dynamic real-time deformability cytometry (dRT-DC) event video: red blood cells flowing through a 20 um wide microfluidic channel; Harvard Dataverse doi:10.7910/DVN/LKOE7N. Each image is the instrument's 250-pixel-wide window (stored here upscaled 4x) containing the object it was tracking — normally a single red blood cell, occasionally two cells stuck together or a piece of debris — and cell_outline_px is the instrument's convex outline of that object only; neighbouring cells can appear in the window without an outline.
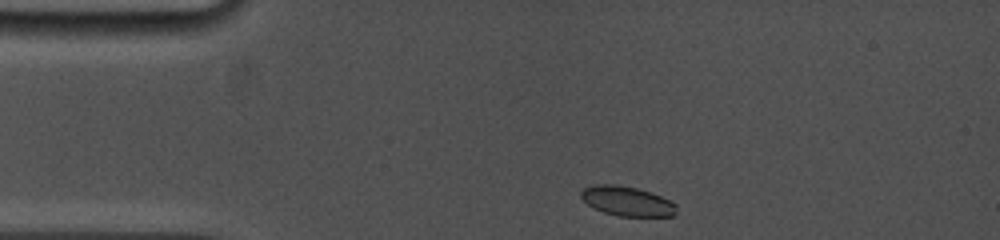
{"species": "common noctule bat (a hibernating species)", "species_latin": "Nyctalus noctula", "temperature_condition": "cold", "stored_images_in_passage": 56, "camera_frame_rate_fps": 5000, "um_per_image_px": 0.085, "animal": {"sex": "female", "body_mass_g": 19.0, "forearm_length_mm": 53.3}, "frame": {"image": 1, "passage_image": 1, "time_ms": 0.0, "image_size_px": [1000, 240], "cell_outline_px": [[676, 216], [620, 216], [604, 212], [588, 204], [580, 196], [580, 192], [584, 188], [592, 184], [616, 184], [636, 188], [660, 196], [676, 204]], "centroid_in_image_um": [53.29, 17.09], "position_along_channel_um": 31.7, "area_um2": 16.3}}
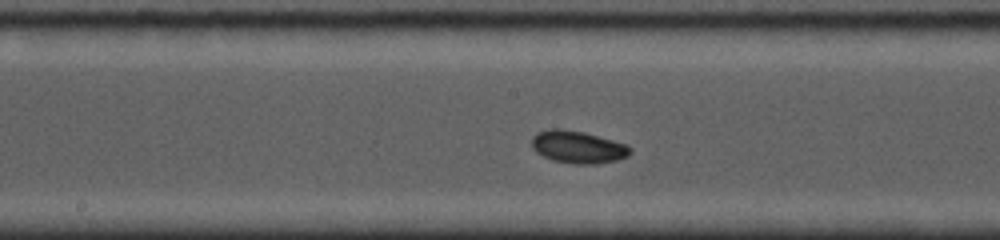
{"frame": {"image": 2, "passage_image": 33, "time_ms": 5.4, "image_size_px": [1000, 240], "cell_outline_px": [[632, 152], [628, 156], [616, 160], [596, 164], [576, 164], [552, 160], [536, 152], [532, 148], [532, 136], [536, 132], [548, 128], [560, 128], [584, 132], [628, 144], [632, 148]], "centroid_in_image_um": [49.12, 12.48], "position_along_channel_um": 199.1, "area_um2": 18.84}}
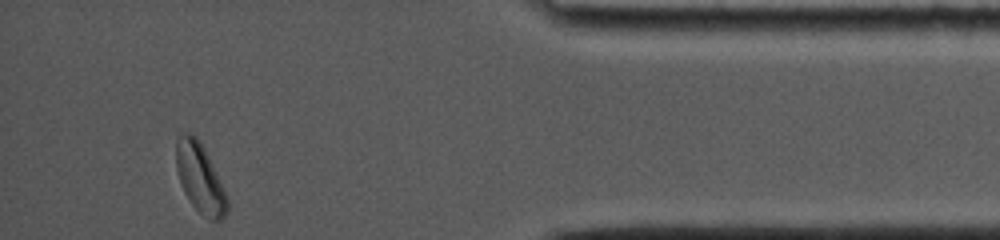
{"frame": {"image": 3, "passage_image": 56, "time_ms": 11.8, "image_size_px": [1000, 240], "cell_outline_px": [[228, 212], [220, 220], [208, 220], [192, 204], [184, 192], [180, 184], [176, 168], [176, 140], [184, 132], [188, 132], [196, 136], [200, 140], [228, 196]], "centroid_in_image_um": [17.0, 15.14], "position_along_channel_um": 418.2, "area_um2": 20.63}, "authors_computed_cell_mechanics": {"area_um2": 17.7735, "velocity_mm_per_s": 3.8844, "shape_relaxation_time_tau1_ms": 1.6289, "shape_relaxation_time_tau2_ms": null, "deformation_change_tau1": 0.054, "deformation_change_tau2": null}}